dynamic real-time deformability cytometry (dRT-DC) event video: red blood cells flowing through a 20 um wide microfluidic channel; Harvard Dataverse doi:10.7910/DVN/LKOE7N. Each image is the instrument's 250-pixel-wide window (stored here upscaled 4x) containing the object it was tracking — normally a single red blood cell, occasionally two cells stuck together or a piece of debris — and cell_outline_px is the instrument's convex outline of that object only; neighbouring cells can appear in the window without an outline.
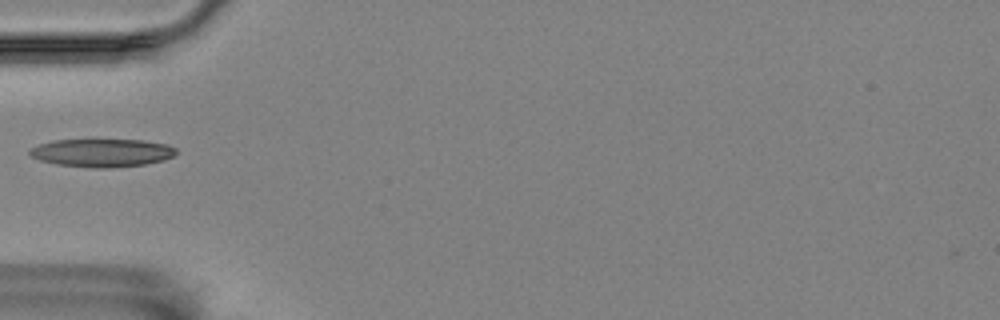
{"species": "Egyptian fruit bat (a non-hibernating species)", "species_latin": "Rousettus aegyptiacus", "temperature_condition": "room temperature", "stored_images_in_passage": 16, "camera_frame_rate_fps": 3000, "um_per_image_px": 0.085, "animal": {"sex": "female"}, "frame": {"image": 1, "passage_image": 1, "time_ms": 0.0, "image_size_px": [1000, 320], "cell_outline_px": [[176, 152], [172, 156], [164, 160], [144, 164], [108, 168], [96, 168], [56, 164], [40, 160], [32, 156], [28, 152], [32, 148], [40, 144], [52, 140], [92, 136], [144, 140], [168, 144], [176, 148]], "centroid_in_image_um": [8.66, 12.92], "position_along_channel_um": 76.3, "area_um2": 25.14}}
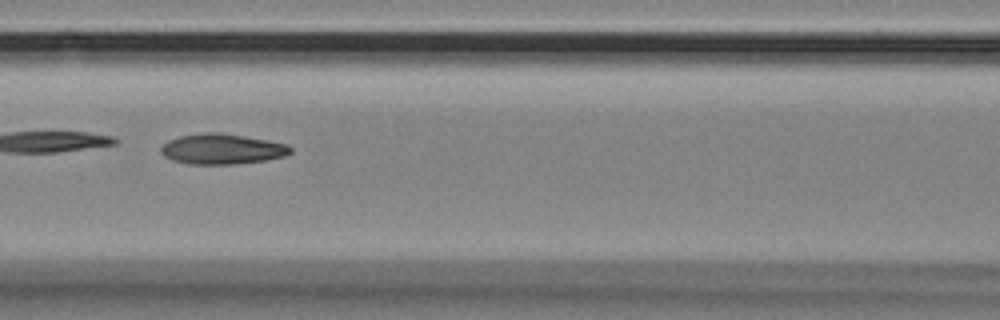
{"frame": {"image": 2, "passage_image": 7, "time_ms": 2.0, "image_size_px": [1000, 320], "cell_outline_px": [[292, 152], [284, 156], [264, 160], [232, 164], [188, 164], [172, 160], [164, 156], [160, 152], [160, 148], [168, 140], [180, 136], [200, 132], [220, 132], [268, 140], [288, 144], [292, 148]], "centroid_in_image_um": [18.85, 12.66], "position_along_channel_um": 147.7, "area_um2": 23.0}}